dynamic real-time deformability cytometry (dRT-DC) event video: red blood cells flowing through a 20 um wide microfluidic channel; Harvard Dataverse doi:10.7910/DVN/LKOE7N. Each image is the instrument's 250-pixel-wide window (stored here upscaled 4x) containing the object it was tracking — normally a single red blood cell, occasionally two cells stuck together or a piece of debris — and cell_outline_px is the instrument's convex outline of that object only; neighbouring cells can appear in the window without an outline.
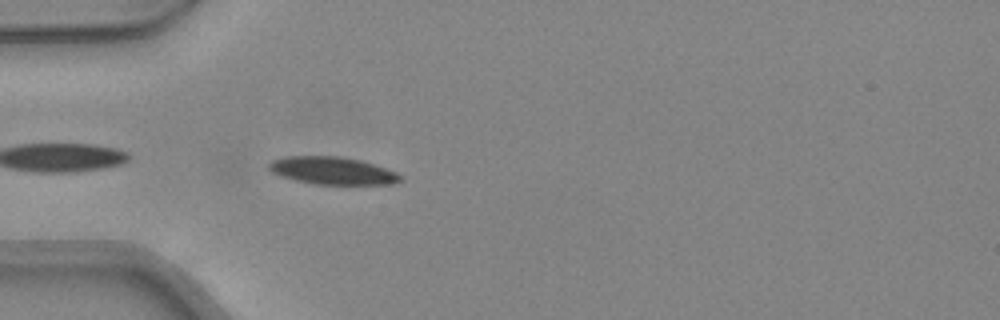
{"species": "common noctule bat (a hibernating species)", "species_latin": "Nyctalus noctula", "temperature_condition": "warm", "stored_images_in_passage": 9, "camera_frame_rate_fps": 3000, "um_per_image_px": 0.085, "animal": {"sex": "female", "body_mass_g": 24.6, "forearm_length_mm": 56.2}, "frame": {"image": 1, "passage_image": 2, "time_ms": 0.333, "image_size_px": [1000, 320], "cell_outline_px": [[404, 180], [392, 184], [312, 184], [280, 176], [272, 172], [268, 168], [268, 164], [272, 160], [284, 156], [340, 156], [360, 160], [396, 172], [404, 176]], "centroid_in_image_um": [28.25, 14.51], "position_along_channel_um": 56.7, "area_um2": 21.15}}
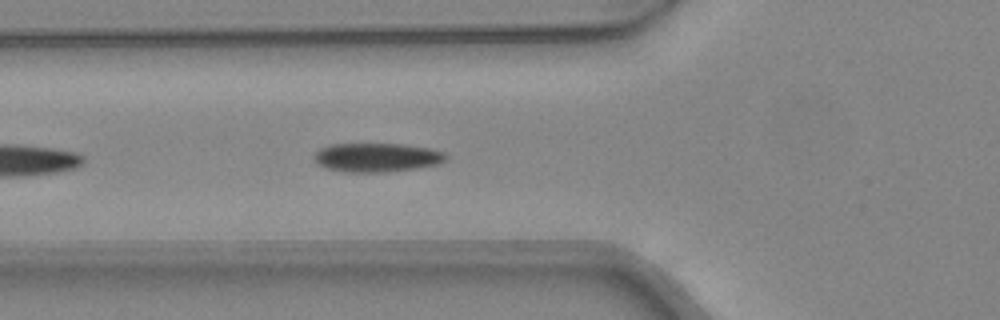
{"frame": {"image": 2, "passage_image": 5, "time_ms": 1.333, "image_size_px": [1000, 320], "cell_outline_px": [[448, 156], [444, 160], [436, 164], [416, 168], [388, 172], [344, 172], [328, 168], [316, 164], [312, 156], [320, 148], [328, 144], [400, 144], [428, 148], [444, 152]], "centroid_in_image_um": [31.97, 13.38], "position_along_channel_um": 93.8, "area_um2": 22.2}}